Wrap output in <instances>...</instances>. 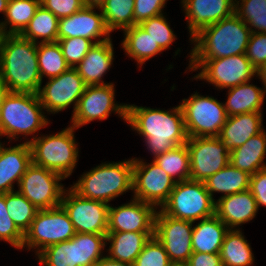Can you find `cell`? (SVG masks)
Segmentation results:
<instances>
[{"mask_svg":"<svg viewBox=\"0 0 266 266\" xmlns=\"http://www.w3.org/2000/svg\"><path fill=\"white\" fill-rule=\"evenodd\" d=\"M86 86L77 70L70 67L59 76L50 78L45 86H40L37 94L47 112L55 114L74 103V114Z\"/></svg>","mask_w":266,"mask_h":266,"instance_id":"17","label":"cell"},{"mask_svg":"<svg viewBox=\"0 0 266 266\" xmlns=\"http://www.w3.org/2000/svg\"><path fill=\"white\" fill-rule=\"evenodd\" d=\"M108 39H110V37H104L103 39H99L94 42L84 37H78L59 39L57 42L61 47L67 64L70 67L75 68L83 60L87 52L94 44L106 41Z\"/></svg>","mask_w":266,"mask_h":266,"instance_id":"41","label":"cell"},{"mask_svg":"<svg viewBox=\"0 0 266 266\" xmlns=\"http://www.w3.org/2000/svg\"><path fill=\"white\" fill-rule=\"evenodd\" d=\"M0 239L10 243L17 249H22L24 233L9 217L5 204V194H0Z\"/></svg>","mask_w":266,"mask_h":266,"instance_id":"44","label":"cell"},{"mask_svg":"<svg viewBox=\"0 0 266 266\" xmlns=\"http://www.w3.org/2000/svg\"><path fill=\"white\" fill-rule=\"evenodd\" d=\"M251 31L236 14L202 28L191 41L195 42L191 60H211L245 54Z\"/></svg>","mask_w":266,"mask_h":266,"instance_id":"3","label":"cell"},{"mask_svg":"<svg viewBox=\"0 0 266 266\" xmlns=\"http://www.w3.org/2000/svg\"><path fill=\"white\" fill-rule=\"evenodd\" d=\"M63 179L61 174L32 163L20 179L18 192L38 210L58 207L65 191L58 182Z\"/></svg>","mask_w":266,"mask_h":266,"instance_id":"11","label":"cell"},{"mask_svg":"<svg viewBox=\"0 0 266 266\" xmlns=\"http://www.w3.org/2000/svg\"><path fill=\"white\" fill-rule=\"evenodd\" d=\"M39 6L40 0H9L5 14L6 21L0 23L1 34H21ZM7 25L10 26L8 31Z\"/></svg>","mask_w":266,"mask_h":266,"instance_id":"32","label":"cell"},{"mask_svg":"<svg viewBox=\"0 0 266 266\" xmlns=\"http://www.w3.org/2000/svg\"><path fill=\"white\" fill-rule=\"evenodd\" d=\"M153 161L176 183L190 179V154L186 144L157 155Z\"/></svg>","mask_w":266,"mask_h":266,"instance_id":"34","label":"cell"},{"mask_svg":"<svg viewBox=\"0 0 266 266\" xmlns=\"http://www.w3.org/2000/svg\"><path fill=\"white\" fill-rule=\"evenodd\" d=\"M215 205V199L207 191L205 183L189 179L175 183L161 210L173 218L195 223L215 215Z\"/></svg>","mask_w":266,"mask_h":266,"instance_id":"7","label":"cell"},{"mask_svg":"<svg viewBox=\"0 0 266 266\" xmlns=\"http://www.w3.org/2000/svg\"><path fill=\"white\" fill-rule=\"evenodd\" d=\"M106 235L77 233L79 266H94L102 257Z\"/></svg>","mask_w":266,"mask_h":266,"instance_id":"39","label":"cell"},{"mask_svg":"<svg viewBox=\"0 0 266 266\" xmlns=\"http://www.w3.org/2000/svg\"><path fill=\"white\" fill-rule=\"evenodd\" d=\"M32 164V153L29 142L13 147L0 148V194L14 191L13 183L19 185L21 177Z\"/></svg>","mask_w":266,"mask_h":266,"instance_id":"21","label":"cell"},{"mask_svg":"<svg viewBox=\"0 0 266 266\" xmlns=\"http://www.w3.org/2000/svg\"><path fill=\"white\" fill-rule=\"evenodd\" d=\"M5 204L9 217L25 233L30 228L38 209L18 191L5 193Z\"/></svg>","mask_w":266,"mask_h":266,"instance_id":"38","label":"cell"},{"mask_svg":"<svg viewBox=\"0 0 266 266\" xmlns=\"http://www.w3.org/2000/svg\"><path fill=\"white\" fill-rule=\"evenodd\" d=\"M245 55L256 70L266 63V33H251Z\"/></svg>","mask_w":266,"mask_h":266,"instance_id":"45","label":"cell"},{"mask_svg":"<svg viewBox=\"0 0 266 266\" xmlns=\"http://www.w3.org/2000/svg\"><path fill=\"white\" fill-rule=\"evenodd\" d=\"M9 93H10L9 88L7 87L6 83L2 80L0 76V110L5 98L8 96Z\"/></svg>","mask_w":266,"mask_h":266,"instance_id":"51","label":"cell"},{"mask_svg":"<svg viewBox=\"0 0 266 266\" xmlns=\"http://www.w3.org/2000/svg\"><path fill=\"white\" fill-rule=\"evenodd\" d=\"M190 179L205 182L230 163V152L218 137H188Z\"/></svg>","mask_w":266,"mask_h":266,"instance_id":"14","label":"cell"},{"mask_svg":"<svg viewBox=\"0 0 266 266\" xmlns=\"http://www.w3.org/2000/svg\"><path fill=\"white\" fill-rule=\"evenodd\" d=\"M59 19L43 6H39L28 26L20 34L23 38L38 43H53L58 40ZM38 38H43L37 42Z\"/></svg>","mask_w":266,"mask_h":266,"instance_id":"33","label":"cell"},{"mask_svg":"<svg viewBox=\"0 0 266 266\" xmlns=\"http://www.w3.org/2000/svg\"><path fill=\"white\" fill-rule=\"evenodd\" d=\"M167 0H135L134 5V25H139L141 22L149 18L163 14Z\"/></svg>","mask_w":266,"mask_h":266,"instance_id":"46","label":"cell"},{"mask_svg":"<svg viewBox=\"0 0 266 266\" xmlns=\"http://www.w3.org/2000/svg\"><path fill=\"white\" fill-rule=\"evenodd\" d=\"M73 126L55 135L33 137L29 142L32 163L55 171L67 178L73 172L78 157Z\"/></svg>","mask_w":266,"mask_h":266,"instance_id":"6","label":"cell"},{"mask_svg":"<svg viewBox=\"0 0 266 266\" xmlns=\"http://www.w3.org/2000/svg\"><path fill=\"white\" fill-rule=\"evenodd\" d=\"M84 6L100 9L107 0H83Z\"/></svg>","mask_w":266,"mask_h":266,"instance_id":"52","label":"cell"},{"mask_svg":"<svg viewBox=\"0 0 266 266\" xmlns=\"http://www.w3.org/2000/svg\"><path fill=\"white\" fill-rule=\"evenodd\" d=\"M125 33L122 47L131 58L142 65L148 59L164 51L154 39L139 25H134L123 30Z\"/></svg>","mask_w":266,"mask_h":266,"instance_id":"30","label":"cell"},{"mask_svg":"<svg viewBox=\"0 0 266 266\" xmlns=\"http://www.w3.org/2000/svg\"><path fill=\"white\" fill-rule=\"evenodd\" d=\"M250 177L251 175L248 172L239 170L229 163L210 176L204 183L212 198L214 192L224 193L221 197H225L249 190Z\"/></svg>","mask_w":266,"mask_h":266,"instance_id":"29","label":"cell"},{"mask_svg":"<svg viewBox=\"0 0 266 266\" xmlns=\"http://www.w3.org/2000/svg\"><path fill=\"white\" fill-rule=\"evenodd\" d=\"M236 0H182L188 20L190 38L202 28L215 24L235 13Z\"/></svg>","mask_w":266,"mask_h":266,"instance_id":"20","label":"cell"},{"mask_svg":"<svg viewBox=\"0 0 266 266\" xmlns=\"http://www.w3.org/2000/svg\"><path fill=\"white\" fill-rule=\"evenodd\" d=\"M93 7L84 6L69 17H63L58 22V40L64 38L84 37L92 39L101 36L110 37L102 12L96 13ZM95 11V12H94Z\"/></svg>","mask_w":266,"mask_h":266,"instance_id":"19","label":"cell"},{"mask_svg":"<svg viewBox=\"0 0 266 266\" xmlns=\"http://www.w3.org/2000/svg\"><path fill=\"white\" fill-rule=\"evenodd\" d=\"M133 187V159L118 163H102L75 183L71 189L79 196L108 204Z\"/></svg>","mask_w":266,"mask_h":266,"instance_id":"4","label":"cell"},{"mask_svg":"<svg viewBox=\"0 0 266 266\" xmlns=\"http://www.w3.org/2000/svg\"><path fill=\"white\" fill-rule=\"evenodd\" d=\"M257 211V202L250 190L221 197L215 205V215L229 229L249 222Z\"/></svg>","mask_w":266,"mask_h":266,"instance_id":"22","label":"cell"},{"mask_svg":"<svg viewBox=\"0 0 266 266\" xmlns=\"http://www.w3.org/2000/svg\"><path fill=\"white\" fill-rule=\"evenodd\" d=\"M40 264L45 266H79L77 233L68 241L46 247L38 254Z\"/></svg>","mask_w":266,"mask_h":266,"instance_id":"37","label":"cell"},{"mask_svg":"<svg viewBox=\"0 0 266 266\" xmlns=\"http://www.w3.org/2000/svg\"><path fill=\"white\" fill-rule=\"evenodd\" d=\"M155 207L133 198L116 208L109 206L108 232H154Z\"/></svg>","mask_w":266,"mask_h":266,"instance_id":"18","label":"cell"},{"mask_svg":"<svg viewBox=\"0 0 266 266\" xmlns=\"http://www.w3.org/2000/svg\"><path fill=\"white\" fill-rule=\"evenodd\" d=\"M75 234L74 225L61 205L38 210L30 228L24 233L22 249L23 247L29 249L37 247L36 254L38 255L46 247L68 241Z\"/></svg>","mask_w":266,"mask_h":266,"instance_id":"9","label":"cell"},{"mask_svg":"<svg viewBox=\"0 0 266 266\" xmlns=\"http://www.w3.org/2000/svg\"><path fill=\"white\" fill-rule=\"evenodd\" d=\"M169 266H188V263L185 262H171Z\"/></svg>","mask_w":266,"mask_h":266,"instance_id":"55","label":"cell"},{"mask_svg":"<svg viewBox=\"0 0 266 266\" xmlns=\"http://www.w3.org/2000/svg\"><path fill=\"white\" fill-rule=\"evenodd\" d=\"M228 89L227 102L224 104L227 117L262 112L261 106L264 101L265 90L257 88L249 81Z\"/></svg>","mask_w":266,"mask_h":266,"instance_id":"28","label":"cell"},{"mask_svg":"<svg viewBox=\"0 0 266 266\" xmlns=\"http://www.w3.org/2000/svg\"><path fill=\"white\" fill-rule=\"evenodd\" d=\"M193 223L168 216L162 210L156 212L154 236L164 246L171 262L187 263L192 255Z\"/></svg>","mask_w":266,"mask_h":266,"instance_id":"16","label":"cell"},{"mask_svg":"<svg viewBox=\"0 0 266 266\" xmlns=\"http://www.w3.org/2000/svg\"><path fill=\"white\" fill-rule=\"evenodd\" d=\"M163 50L168 48L176 39L163 14L149 18L139 24Z\"/></svg>","mask_w":266,"mask_h":266,"instance_id":"42","label":"cell"},{"mask_svg":"<svg viewBox=\"0 0 266 266\" xmlns=\"http://www.w3.org/2000/svg\"><path fill=\"white\" fill-rule=\"evenodd\" d=\"M191 71L201 69L194 78L203 79L220 89L231 88L248 82L256 74L245 54L211 60H190Z\"/></svg>","mask_w":266,"mask_h":266,"instance_id":"10","label":"cell"},{"mask_svg":"<svg viewBox=\"0 0 266 266\" xmlns=\"http://www.w3.org/2000/svg\"><path fill=\"white\" fill-rule=\"evenodd\" d=\"M229 228L216 216L201 219L192 231V250L200 253H220Z\"/></svg>","mask_w":266,"mask_h":266,"instance_id":"27","label":"cell"},{"mask_svg":"<svg viewBox=\"0 0 266 266\" xmlns=\"http://www.w3.org/2000/svg\"><path fill=\"white\" fill-rule=\"evenodd\" d=\"M170 263L164 246L153 236L145 243L133 266H169Z\"/></svg>","mask_w":266,"mask_h":266,"instance_id":"43","label":"cell"},{"mask_svg":"<svg viewBox=\"0 0 266 266\" xmlns=\"http://www.w3.org/2000/svg\"><path fill=\"white\" fill-rule=\"evenodd\" d=\"M154 232H107L106 241L110 242L109 259L134 264L145 243Z\"/></svg>","mask_w":266,"mask_h":266,"instance_id":"25","label":"cell"},{"mask_svg":"<svg viewBox=\"0 0 266 266\" xmlns=\"http://www.w3.org/2000/svg\"><path fill=\"white\" fill-rule=\"evenodd\" d=\"M40 5L50 10L58 19L69 17L84 7L83 0H40Z\"/></svg>","mask_w":266,"mask_h":266,"instance_id":"47","label":"cell"},{"mask_svg":"<svg viewBox=\"0 0 266 266\" xmlns=\"http://www.w3.org/2000/svg\"><path fill=\"white\" fill-rule=\"evenodd\" d=\"M262 130L264 129L261 112L238 114L227 117L218 138L225 148L231 152Z\"/></svg>","mask_w":266,"mask_h":266,"instance_id":"23","label":"cell"},{"mask_svg":"<svg viewBox=\"0 0 266 266\" xmlns=\"http://www.w3.org/2000/svg\"><path fill=\"white\" fill-rule=\"evenodd\" d=\"M135 0H107L99 9L110 32L134 26Z\"/></svg>","mask_w":266,"mask_h":266,"instance_id":"35","label":"cell"},{"mask_svg":"<svg viewBox=\"0 0 266 266\" xmlns=\"http://www.w3.org/2000/svg\"><path fill=\"white\" fill-rule=\"evenodd\" d=\"M223 266H250L254 256L239 229H229L220 250Z\"/></svg>","mask_w":266,"mask_h":266,"instance_id":"31","label":"cell"},{"mask_svg":"<svg viewBox=\"0 0 266 266\" xmlns=\"http://www.w3.org/2000/svg\"><path fill=\"white\" fill-rule=\"evenodd\" d=\"M114 94L112 83L86 86L71 118V126L79 128L95 119L105 120L112 111L126 121L127 104H115Z\"/></svg>","mask_w":266,"mask_h":266,"instance_id":"13","label":"cell"},{"mask_svg":"<svg viewBox=\"0 0 266 266\" xmlns=\"http://www.w3.org/2000/svg\"><path fill=\"white\" fill-rule=\"evenodd\" d=\"M66 191L68 192L64 191L60 205L67 212L76 233L106 235L110 205L102 201L85 199L71 188Z\"/></svg>","mask_w":266,"mask_h":266,"instance_id":"12","label":"cell"},{"mask_svg":"<svg viewBox=\"0 0 266 266\" xmlns=\"http://www.w3.org/2000/svg\"><path fill=\"white\" fill-rule=\"evenodd\" d=\"M37 45L20 34L0 38V76L10 92L37 94L42 84Z\"/></svg>","mask_w":266,"mask_h":266,"instance_id":"2","label":"cell"},{"mask_svg":"<svg viewBox=\"0 0 266 266\" xmlns=\"http://www.w3.org/2000/svg\"><path fill=\"white\" fill-rule=\"evenodd\" d=\"M235 2V13L248 24L251 33H266V0H242L240 7L239 1Z\"/></svg>","mask_w":266,"mask_h":266,"instance_id":"40","label":"cell"},{"mask_svg":"<svg viewBox=\"0 0 266 266\" xmlns=\"http://www.w3.org/2000/svg\"><path fill=\"white\" fill-rule=\"evenodd\" d=\"M9 0H0V12H3V14H6V8L8 5Z\"/></svg>","mask_w":266,"mask_h":266,"instance_id":"54","label":"cell"},{"mask_svg":"<svg viewBox=\"0 0 266 266\" xmlns=\"http://www.w3.org/2000/svg\"><path fill=\"white\" fill-rule=\"evenodd\" d=\"M94 266H133V264L115 261L103 256Z\"/></svg>","mask_w":266,"mask_h":266,"instance_id":"50","label":"cell"},{"mask_svg":"<svg viewBox=\"0 0 266 266\" xmlns=\"http://www.w3.org/2000/svg\"><path fill=\"white\" fill-rule=\"evenodd\" d=\"M37 61L41 80L44 75L48 79L54 78L70 68L58 42L39 43L37 45Z\"/></svg>","mask_w":266,"mask_h":266,"instance_id":"36","label":"cell"},{"mask_svg":"<svg viewBox=\"0 0 266 266\" xmlns=\"http://www.w3.org/2000/svg\"><path fill=\"white\" fill-rule=\"evenodd\" d=\"M188 137H218L226 122L224 104L196 92L180 104Z\"/></svg>","mask_w":266,"mask_h":266,"instance_id":"8","label":"cell"},{"mask_svg":"<svg viewBox=\"0 0 266 266\" xmlns=\"http://www.w3.org/2000/svg\"><path fill=\"white\" fill-rule=\"evenodd\" d=\"M42 110L38 94L10 92L0 110V136L15 139L19 134L28 136L45 127L49 122Z\"/></svg>","mask_w":266,"mask_h":266,"instance_id":"5","label":"cell"},{"mask_svg":"<svg viewBox=\"0 0 266 266\" xmlns=\"http://www.w3.org/2000/svg\"><path fill=\"white\" fill-rule=\"evenodd\" d=\"M113 56V45L110 38L94 44L75 69L87 86L105 85L106 83L101 79L111 67Z\"/></svg>","mask_w":266,"mask_h":266,"instance_id":"24","label":"cell"},{"mask_svg":"<svg viewBox=\"0 0 266 266\" xmlns=\"http://www.w3.org/2000/svg\"><path fill=\"white\" fill-rule=\"evenodd\" d=\"M266 154V133L262 130L249 138L243 145L230 152V164L250 175L266 168L263 163Z\"/></svg>","mask_w":266,"mask_h":266,"instance_id":"26","label":"cell"},{"mask_svg":"<svg viewBox=\"0 0 266 266\" xmlns=\"http://www.w3.org/2000/svg\"><path fill=\"white\" fill-rule=\"evenodd\" d=\"M187 263L188 266H223L220 253L193 252Z\"/></svg>","mask_w":266,"mask_h":266,"instance_id":"49","label":"cell"},{"mask_svg":"<svg viewBox=\"0 0 266 266\" xmlns=\"http://www.w3.org/2000/svg\"><path fill=\"white\" fill-rule=\"evenodd\" d=\"M257 76H259L260 79H262V83L264 84V90L266 92V63L261 65L257 70H256Z\"/></svg>","mask_w":266,"mask_h":266,"instance_id":"53","label":"cell"},{"mask_svg":"<svg viewBox=\"0 0 266 266\" xmlns=\"http://www.w3.org/2000/svg\"><path fill=\"white\" fill-rule=\"evenodd\" d=\"M175 181L154 161L147 164L133 158L134 198L160 208L169 199Z\"/></svg>","mask_w":266,"mask_h":266,"instance_id":"15","label":"cell"},{"mask_svg":"<svg viewBox=\"0 0 266 266\" xmlns=\"http://www.w3.org/2000/svg\"><path fill=\"white\" fill-rule=\"evenodd\" d=\"M249 190L256 199L258 209L261 205L266 206V168L251 175Z\"/></svg>","mask_w":266,"mask_h":266,"instance_id":"48","label":"cell"},{"mask_svg":"<svg viewBox=\"0 0 266 266\" xmlns=\"http://www.w3.org/2000/svg\"><path fill=\"white\" fill-rule=\"evenodd\" d=\"M171 110L127 105L126 123L145 137L155 157L187 142L182 108L179 105Z\"/></svg>","mask_w":266,"mask_h":266,"instance_id":"1","label":"cell"}]
</instances>
